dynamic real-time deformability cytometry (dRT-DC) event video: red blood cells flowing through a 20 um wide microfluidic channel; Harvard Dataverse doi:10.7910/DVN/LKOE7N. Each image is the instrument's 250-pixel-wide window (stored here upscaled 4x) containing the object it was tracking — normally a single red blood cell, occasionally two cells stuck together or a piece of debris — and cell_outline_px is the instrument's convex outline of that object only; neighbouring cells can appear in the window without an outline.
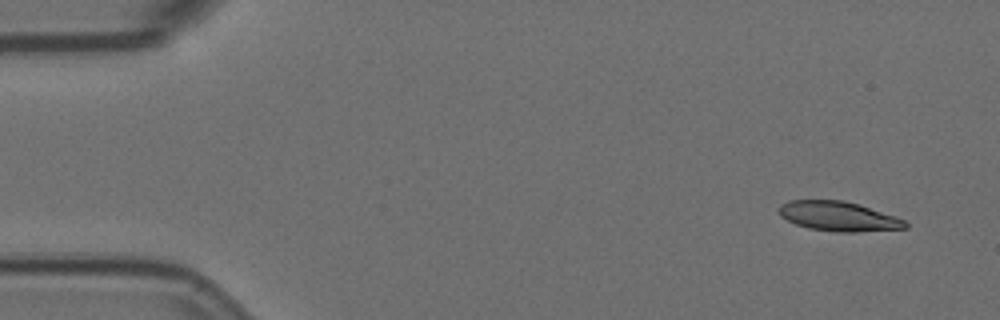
{"species": "Egyptian fruit bat (a non-hibernating species)", "species_latin": "Rousettus aegyptiacus", "temperature_condition": "room temperature", "stored_images_in_passage": 4, "camera_frame_rate_fps": 3000, "um_per_image_px": 0.085, "animal": {"sex": "female"}, "frame": {"image": 1, "passage_image": 1, "time_ms": 0.0, "image_size_px": [1000, 320], "cell_outline_px": [[908, 228], [856, 232], [840, 232], [808, 228], [796, 224], [780, 216], [776, 208], [780, 204], [788, 200], [844, 200], [860, 204], [896, 216], [904, 220], [908, 224]], "centroid_in_image_um": [71.26, 18.37], "position_along_channel_um": 13.7, "area_um2": 22.02}}